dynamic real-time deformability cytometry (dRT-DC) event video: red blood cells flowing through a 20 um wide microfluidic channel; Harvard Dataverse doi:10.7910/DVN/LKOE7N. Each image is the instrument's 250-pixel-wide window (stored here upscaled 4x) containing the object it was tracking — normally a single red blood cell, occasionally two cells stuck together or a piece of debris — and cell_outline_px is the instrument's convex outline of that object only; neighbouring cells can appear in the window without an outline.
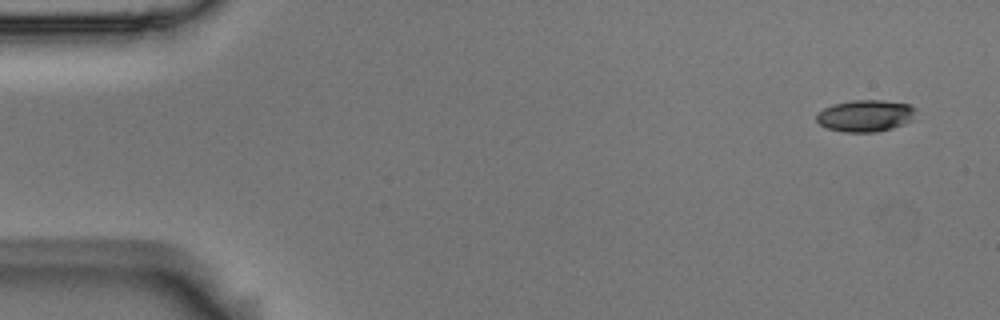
{"species": "Egyptian fruit bat (a non-hibernating species)", "species_latin": "Rousettus aegyptiacus", "temperature_condition": "room temperature", "stored_images_in_passage": 4, "camera_frame_rate_fps": 3000, "um_per_image_px": 0.085, "animal": {"sex": "male"}, "frame": {"image": 1, "passage_image": 1, "time_ms": 0.0, "image_size_px": [1000, 320], "cell_outline_px": [[916, 108], [912, 120], [904, 124], [892, 128], [876, 132], [844, 132], [828, 128], [820, 124], [816, 120], [816, 116], [824, 108], [832, 104], [852, 100], [884, 100], [908, 104]], "centroid_in_image_um": [73.57, 9.83], "position_along_channel_um": 11.4, "area_um2": 18.38}}
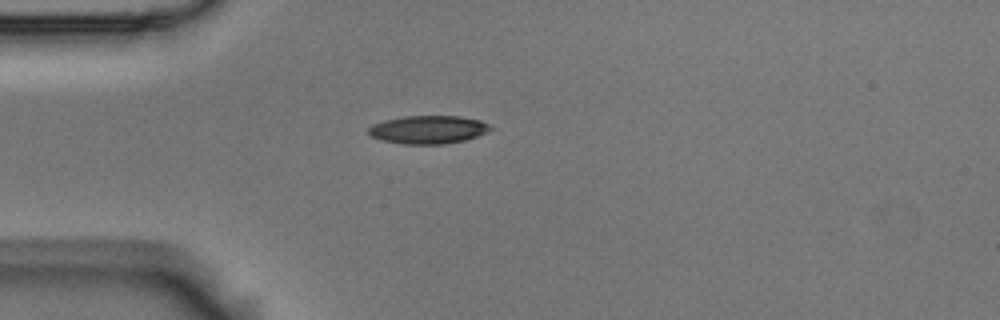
{"frame": {"image": 2, "passage_image": 4, "time_ms": 1.0, "image_size_px": [1000, 320], "cell_outline_px": [[492, 128], [488, 132], [464, 140], [444, 144], [404, 144], [384, 140], [372, 136], [368, 132], [368, 128], [372, 124], [384, 120], [404, 116], [460, 116], [480, 120], [488, 124]], "centroid_in_image_um": [36.4, 11.01], "position_along_channel_um": 48.6, "area_um2": 19.88}}